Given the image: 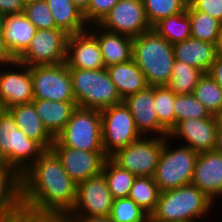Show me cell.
Listing matches in <instances>:
<instances>
[{
  "mask_svg": "<svg viewBox=\"0 0 222 222\" xmlns=\"http://www.w3.org/2000/svg\"><path fill=\"white\" fill-rule=\"evenodd\" d=\"M25 222H61L73 209L77 184L50 149L20 176Z\"/></svg>",
  "mask_w": 222,
  "mask_h": 222,
  "instance_id": "obj_1",
  "label": "cell"
},
{
  "mask_svg": "<svg viewBox=\"0 0 222 222\" xmlns=\"http://www.w3.org/2000/svg\"><path fill=\"white\" fill-rule=\"evenodd\" d=\"M214 203L192 183L162 191L150 222H203ZM201 220V221H200Z\"/></svg>",
  "mask_w": 222,
  "mask_h": 222,
  "instance_id": "obj_2",
  "label": "cell"
},
{
  "mask_svg": "<svg viewBox=\"0 0 222 222\" xmlns=\"http://www.w3.org/2000/svg\"><path fill=\"white\" fill-rule=\"evenodd\" d=\"M132 59L148 86H166L175 62L173 45L153 28L133 38Z\"/></svg>",
  "mask_w": 222,
  "mask_h": 222,
  "instance_id": "obj_3",
  "label": "cell"
},
{
  "mask_svg": "<svg viewBox=\"0 0 222 222\" xmlns=\"http://www.w3.org/2000/svg\"><path fill=\"white\" fill-rule=\"evenodd\" d=\"M76 105L102 110L123 102L106 68L70 69Z\"/></svg>",
  "mask_w": 222,
  "mask_h": 222,
  "instance_id": "obj_4",
  "label": "cell"
},
{
  "mask_svg": "<svg viewBox=\"0 0 222 222\" xmlns=\"http://www.w3.org/2000/svg\"><path fill=\"white\" fill-rule=\"evenodd\" d=\"M52 146H68L89 152H104L101 110L77 106Z\"/></svg>",
  "mask_w": 222,
  "mask_h": 222,
  "instance_id": "obj_5",
  "label": "cell"
},
{
  "mask_svg": "<svg viewBox=\"0 0 222 222\" xmlns=\"http://www.w3.org/2000/svg\"><path fill=\"white\" fill-rule=\"evenodd\" d=\"M45 151L35 140L20 130L12 115L0 114V152L8 166L21 176Z\"/></svg>",
  "mask_w": 222,
  "mask_h": 222,
  "instance_id": "obj_6",
  "label": "cell"
},
{
  "mask_svg": "<svg viewBox=\"0 0 222 222\" xmlns=\"http://www.w3.org/2000/svg\"><path fill=\"white\" fill-rule=\"evenodd\" d=\"M171 142L174 140L168 136L165 137L153 176L160 192L190 184L199 154L190 147L181 144L175 148Z\"/></svg>",
  "mask_w": 222,
  "mask_h": 222,
  "instance_id": "obj_7",
  "label": "cell"
},
{
  "mask_svg": "<svg viewBox=\"0 0 222 222\" xmlns=\"http://www.w3.org/2000/svg\"><path fill=\"white\" fill-rule=\"evenodd\" d=\"M165 137L141 136L128 146L117 150L110 158L136 177H153Z\"/></svg>",
  "mask_w": 222,
  "mask_h": 222,
  "instance_id": "obj_8",
  "label": "cell"
},
{
  "mask_svg": "<svg viewBox=\"0 0 222 222\" xmlns=\"http://www.w3.org/2000/svg\"><path fill=\"white\" fill-rule=\"evenodd\" d=\"M101 118L102 145L107 157L141 137L124 102L102 109Z\"/></svg>",
  "mask_w": 222,
  "mask_h": 222,
  "instance_id": "obj_9",
  "label": "cell"
},
{
  "mask_svg": "<svg viewBox=\"0 0 222 222\" xmlns=\"http://www.w3.org/2000/svg\"><path fill=\"white\" fill-rule=\"evenodd\" d=\"M34 99L76 102L66 63L30 67Z\"/></svg>",
  "mask_w": 222,
  "mask_h": 222,
  "instance_id": "obj_10",
  "label": "cell"
},
{
  "mask_svg": "<svg viewBox=\"0 0 222 222\" xmlns=\"http://www.w3.org/2000/svg\"><path fill=\"white\" fill-rule=\"evenodd\" d=\"M68 36L60 28L37 29L30 45L17 61L29 67L64 63Z\"/></svg>",
  "mask_w": 222,
  "mask_h": 222,
  "instance_id": "obj_11",
  "label": "cell"
},
{
  "mask_svg": "<svg viewBox=\"0 0 222 222\" xmlns=\"http://www.w3.org/2000/svg\"><path fill=\"white\" fill-rule=\"evenodd\" d=\"M113 200L101 172L77 184L74 207L68 215L110 216Z\"/></svg>",
  "mask_w": 222,
  "mask_h": 222,
  "instance_id": "obj_12",
  "label": "cell"
},
{
  "mask_svg": "<svg viewBox=\"0 0 222 222\" xmlns=\"http://www.w3.org/2000/svg\"><path fill=\"white\" fill-rule=\"evenodd\" d=\"M98 25L132 38L152 29L142 0H119Z\"/></svg>",
  "mask_w": 222,
  "mask_h": 222,
  "instance_id": "obj_13",
  "label": "cell"
},
{
  "mask_svg": "<svg viewBox=\"0 0 222 222\" xmlns=\"http://www.w3.org/2000/svg\"><path fill=\"white\" fill-rule=\"evenodd\" d=\"M0 68V102L3 109L31 103L34 95L30 67L16 60Z\"/></svg>",
  "mask_w": 222,
  "mask_h": 222,
  "instance_id": "obj_14",
  "label": "cell"
},
{
  "mask_svg": "<svg viewBox=\"0 0 222 222\" xmlns=\"http://www.w3.org/2000/svg\"><path fill=\"white\" fill-rule=\"evenodd\" d=\"M218 116L179 121L169 132L170 139L181 140L197 153L215 150Z\"/></svg>",
  "mask_w": 222,
  "mask_h": 222,
  "instance_id": "obj_15",
  "label": "cell"
},
{
  "mask_svg": "<svg viewBox=\"0 0 222 222\" xmlns=\"http://www.w3.org/2000/svg\"><path fill=\"white\" fill-rule=\"evenodd\" d=\"M123 102L131 111L135 126L141 136L167 137L169 135V131L158 121L154 86H147L145 89L127 96Z\"/></svg>",
  "mask_w": 222,
  "mask_h": 222,
  "instance_id": "obj_16",
  "label": "cell"
},
{
  "mask_svg": "<svg viewBox=\"0 0 222 222\" xmlns=\"http://www.w3.org/2000/svg\"><path fill=\"white\" fill-rule=\"evenodd\" d=\"M51 150L76 184L100 174L107 158L104 152H89L68 146H51Z\"/></svg>",
  "mask_w": 222,
  "mask_h": 222,
  "instance_id": "obj_17",
  "label": "cell"
},
{
  "mask_svg": "<svg viewBox=\"0 0 222 222\" xmlns=\"http://www.w3.org/2000/svg\"><path fill=\"white\" fill-rule=\"evenodd\" d=\"M65 63L69 69L106 68L98 41L88 29L68 36Z\"/></svg>",
  "mask_w": 222,
  "mask_h": 222,
  "instance_id": "obj_18",
  "label": "cell"
},
{
  "mask_svg": "<svg viewBox=\"0 0 222 222\" xmlns=\"http://www.w3.org/2000/svg\"><path fill=\"white\" fill-rule=\"evenodd\" d=\"M191 183L214 203L222 198V152L212 150L199 153Z\"/></svg>",
  "mask_w": 222,
  "mask_h": 222,
  "instance_id": "obj_19",
  "label": "cell"
},
{
  "mask_svg": "<svg viewBox=\"0 0 222 222\" xmlns=\"http://www.w3.org/2000/svg\"><path fill=\"white\" fill-rule=\"evenodd\" d=\"M88 30L98 41L105 67L132 59V37L107 31L98 24L90 25Z\"/></svg>",
  "mask_w": 222,
  "mask_h": 222,
  "instance_id": "obj_20",
  "label": "cell"
},
{
  "mask_svg": "<svg viewBox=\"0 0 222 222\" xmlns=\"http://www.w3.org/2000/svg\"><path fill=\"white\" fill-rule=\"evenodd\" d=\"M0 222H25L16 172H0Z\"/></svg>",
  "mask_w": 222,
  "mask_h": 222,
  "instance_id": "obj_21",
  "label": "cell"
},
{
  "mask_svg": "<svg viewBox=\"0 0 222 222\" xmlns=\"http://www.w3.org/2000/svg\"><path fill=\"white\" fill-rule=\"evenodd\" d=\"M175 60L182 61L189 66L198 68L207 73L210 65L219 56L215 44L202 40L188 38L173 45Z\"/></svg>",
  "mask_w": 222,
  "mask_h": 222,
  "instance_id": "obj_22",
  "label": "cell"
},
{
  "mask_svg": "<svg viewBox=\"0 0 222 222\" xmlns=\"http://www.w3.org/2000/svg\"><path fill=\"white\" fill-rule=\"evenodd\" d=\"M13 117L17 127L24 131L28 138L38 142L45 150H50L54 137L44 127L34 104H22L7 110Z\"/></svg>",
  "mask_w": 222,
  "mask_h": 222,
  "instance_id": "obj_23",
  "label": "cell"
},
{
  "mask_svg": "<svg viewBox=\"0 0 222 222\" xmlns=\"http://www.w3.org/2000/svg\"><path fill=\"white\" fill-rule=\"evenodd\" d=\"M36 30L24 12L5 15L4 40L7 48L16 59L28 48Z\"/></svg>",
  "mask_w": 222,
  "mask_h": 222,
  "instance_id": "obj_24",
  "label": "cell"
},
{
  "mask_svg": "<svg viewBox=\"0 0 222 222\" xmlns=\"http://www.w3.org/2000/svg\"><path fill=\"white\" fill-rule=\"evenodd\" d=\"M106 69L123 100L148 86L144 73L133 59L108 66Z\"/></svg>",
  "mask_w": 222,
  "mask_h": 222,
  "instance_id": "obj_25",
  "label": "cell"
},
{
  "mask_svg": "<svg viewBox=\"0 0 222 222\" xmlns=\"http://www.w3.org/2000/svg\"><path fill=\"white\" fill-rule=\"evenodd\" d=\"M32 103L44 127L54 138L64 129L77 107L76 102L33 99Z\"/></svg>",
  "mask_w": 222,
  "mask_h": 222,
  "instance_id": "obj_26",
  "label": "cell"
},
{
  "mask_svg": "<svg viewBox=\"0 0 222 222\" xmlns=\"http://www.w3.org/2000/svg\"><path fill=\"white\" fill-rule=\"evenodd\" d=\"M46 2L57 28L64 30L68 35L88 29L83 11L71 0H46Z\"/></svg>",
  "mask_w": 222,
  "mask_h": 222,
  "instance_id": "obj_27",
  "label": "cell"
},
{
  "mask_svg": "<svg viewBox=\"0 0 222 222\" xmlns=\"http://www.w3.org/2000/svg\"><path fill=\"white\" fill-rule=\"evenodd\" d=\"M102 173L114 199L128 198L136 176L127 169L121 168L110 157H107Z\"/></svg>",
  "mask_w": 222,
  "mask_h": 222,
  "instance_id": "obj_28",
  "label": "cell"
},
{
  "mask_svg": "<svg viewBox=\"0 0 222 222\" xmlns=\"http://www.w3.org/2000/svg\"><path fill=\"white\" fill-rule=\"evenodd\" d=\"M152 28L172 45L191 38V20L187 10L163 18Z\"/></svg>",
  "mask_w": 222,
  "mask_h": 222,
  "instance_id": "obj_29",
  "label": "cell"
},
{
  "mask_svg": "<svg viewBox=\"0 0 222 222\" xmlns=\"http://www.w3.org/2000/svg\"><path fill=\"white\" fill-rule=\"evenodd\" d=\"M205 73L182 61L175 60L172 77L166 85L176 95L193 94L195 86Z\"/></svg>",
  "mask_w": 222,
  "mask_h": 222,
  "instance_id": "obj_30",
  "label": "cell"
},
{
  "mask_svg": "<svg viewBox=\"0 0 222 222\" xmlns=\"http://www.w3.org/2000/svg\"><path fill=\"white\" fill-rule=\"evenodd\" d=\"M160 190L153 177H136L128 198L132 199L149 216L157 206Z\"/></svg>",
  "mask_w": 222,
  "mask_h": 222,
  "instance_id": "obj_31",
  "label": "cell"
},
{
  "mask_svg": "<svg viewBox=\"0 0 222 222\" xmlns=\"http://www.w3.org/2000/svg\"><path fill=\"white\" fill-rule=\"evenodd\" d=\"M186 10L191 20V37L216 44L222 23L207 13L195 10L189 3Z\"/></svg>",
  "mask_w": 222,
  "mask_h": 222,
  "instance_id": "obj_32",
  "label": "cell"
},
{
  "mask_svg": "<svg viewBox=\"0 0 222 222\" xmlns=\"http://www.w3.org/2000/svg\"><path fill=\"white\" fill-rule=\"evenodd\" d=\"M193 95L211 115L222 117V89L208 73L200 78Z\"/></svg>",
  "mask_w": 222,
  "mask_h": 222,
  "instance_id": "obj_33",
  "label": "cell"
},
{
  "mask_svg": "<svg viewBox=\"0 0 222 222\" xmlns=\"http://www.w3.org/2000/svg\"><path fill=\"white\" fill-rule=\"evenodd\" d=\"M151 27L163 18L186 11L188 0H142Z\"/></svg>",
  "mask_w": 222,
  "mask_h": 222,
  "instance_id": "obj_34",
  "label": "cell"
},
{
  "mask_svg": "<svg viewBox=\"0 0 222 222\" xmlns=\"http://www.w3.org/2000/svg\"><path fill=\"white\" fill-rule=\"evenodd\" d=\"M176 94L167 86H154L155 109L158 121L170 132L176 125L174 103Z\"/></svg>",
  "mask_w": 222,
  "mask_h": 222,
  "instance_id": "obj_35",
  "label": "cell"
},
{
  "mask_svg": "<svg viewBox=\"0 0 222 222\" xmlns=\"http://www.w3.org/2000/svg\"><path fill=\"white\" fill-rule=\"evenodd\" d=\"M110 218L112 222H150V216L129 198L113 200Z\"/></svg>",
  "mask_w": 222,
  "mask_h": 222,
  "instance_id": "obj_36",
  "label": "cell"
},
{
  "mask_svg": "<svg viewBox=\"0 0 222 222\" xmlns=\"http://www.w3.org/2000/svg\"><path fill=\"white\" fill-rule=\"evenodd\" d=\"M176 124L181 120L209 118L212 115L193 94L176 95L174 103Z\"/></svg>",
  "mask_w": 222,
  "mask_h": 222,
  "instance_id": "obj_37",
  "label": "cell"
},
{
  "mask_svg": "<svg viewBox=\"0 0 222 222\" xmlns=\"http://www.w3.org/2000/svg\"><path fill=\"white\" fill-rule=\"evenodd\" d=\"M24 13L36 29L57 28L46 0H33L25 3Z\"/></svg>",
  "mask_w": 222,
  "mask_h": 222,
  "instance_id": "obj_38",
  "label": "cell"
},
{
  "mask_svg": "<svg viewBox=\"0 0 222 222\" xmlns=\"http://www.w3.org/2000/svg\"><path fill=\"white\" fill-rule=\"evenodd\" d=\"M119 0H91L83 12L85 22L90 25L99 24Z\"/></svg>",
  "mask_w": 222,
  "mask_h": 222,
  "instance_id": "obj_39",
  "label": "cell"
},
{
  "mask_svg": "<svg viewBox=\"0 0 222 222\" xmlns=\"http://www.w3.org/2000/svg\"><path fill=\"white\" fill-rule=\"evenodd\" d=\"M188 3L195 10L207 13L222 23V0H188Z\"/></svg>",
  "mask_w": 222,
  "mask_h": 222,
  "instance_id": "obj_40",
  "label": "cell"
},
{
  "mask_svg": "<svg viewBox=\"0 0 222 222\" xmlns=\"http://www.w3.org/2000/svg\"><path fill=\"white\" fill-rule=\"evenodd\" d=\"M24 8L23 0H0V12L4 15L22 13Z\"/></svg>",
  "mask_w": 222,
  "mask_h": 222,
  "instance_id": "obj_41",
  "label": "cell"
},
{
  "mask_svg": "<svg viewBox=\"0 0 222 222\" xmlns=\"http://www.w3.org/2000/svg\"><path fill=\"white\" fill-rule=\"evenodd\" d=\"M61 222H112L110 216L67 215Z\"/></svg>",
  "mask_w": 222,
  "mask_h": 222,
  "instance_id": "obj_42",
  "label": "cell"
},
{
  "mask_svg": "<svg viewBox=\"0 0 222 222\" xmlns=\"http://www.w3.org/2000/svg\"><path fill=\"white\" fill-rule=\"evenodd\" d=\"M207 73L222 89V55H219L216 61L210 65Z\"/></svg>",
  "mask_w": 222,
  "mask_h": 222,
  "instance_id": "obj_43",
  "label": "cell"
},
{
  "mask_svg": "<svg viewBox=\"0 0 222 222\" xmlns=\"http://www.w3.org/2000/svg\"><path fill=\"white\" fill-rule=\"evenodd\" d=\"M17 59L11 54L6 46L4 35L0 34V67L13 63Z\"/></svg>",
  "mask_w": 222,
  "mask_h": 222,
  "instance_id": "obj_44",
  "label": "cell"
},
{
  "mask_svg": "<svg viewBox=\"0 0 222 222\" xmlns=\"http://www.w3.org/2000/svg\"><path fill=\"white\" fill-rule=\"evenodd\" d=\"M215 150L218 152H222V117H218Z\"/></svg>",
  "mask_w": 222,
  "mask_h": 222,
  "instance_id": "obj_45",
  "label": "cell"
},
{
  "mask_svg": "<svg viewBox=\"0 0 222 222\" xmlns=\"http://www.w3.org/2000/svg\"><path fill=\"white\" fill-rule=\"evenodd\" d=\"M83 12L88 8L91 0H71Z\"/></svg>",
  "mask_w": 222,
  "mask_h": 222,
  "instance_id": "obj_46",
  "label": "cell"
},
{
  "mask_svg": "<svg viewBox=\"0 0 222 222\" xmlns=\"http://www.w3.org/2000/svg\"><path fill=\"white\" fill-rule=\"evenodd\" d=\"M0 172H15L8 166L1 152H0Z\"/></svg>",
  "mask_w": 222,
  "mask_h": 222,
  "instance_id": "obj_47",
  "label": "cell"
},
{
  "mask_svg": "<svg viewBox=\"0 0 222 222\" xmlns=\"http://www.w3.org/2000/svg\"><path fill=\"white\" fill-rule=\"evenodd\" d=\"M215 46L218 50L219 55H222V24H221V27H220V30L218 33V37H217V41H216Z\"/></svg>",
  "mask_w": 222,
  "mask_h": 222,
  "instance_id": "obj_48",
  "label": "cell"
},
{
  "mask_svg": "<svg viewBox=\"0 0 222 222\" xmlns=\"http://www.w3.org/2000/svg\"><path fill=\"white\" fill-rule=\"evenodd\" d=\"M5 15L0 12V34H3Z\"/></svg>",
  "mask_w": 222,
  "mask_h": 222,
  "instance_id": "obj_49",
  "label": "cell"
},
{
  "mask_svg": "<svg viewBox=\"0 0 222 222\" xmlns=\"http://www.w3.org/2000/svg\"><path fill=\"white\" fill-rule=\"evenodd\" d=\"M3 111H4V109H3V106H2V104H1V102H0V114H1Z\"/></svg>",
  "mask_w": 222,
  "mask_h": 222,
  "instance_id": "obj_50",
  "label": "cell"
},
{
  "mask_svg": "<svg viewBox=\"0 0 222 222\" xmlns=\"http://www.w3.org/2000/svg\"><path fill=\"white\" fill-rule=\"evenodd\" d=\"M30 1H33V0H23L24 3H27V2H30Z\"/></svg>",
  "mask_w": 222,
  "mask_h": 222,
  "instance_id": "obj_51",
  "label": "cell"
}]
</instances>
